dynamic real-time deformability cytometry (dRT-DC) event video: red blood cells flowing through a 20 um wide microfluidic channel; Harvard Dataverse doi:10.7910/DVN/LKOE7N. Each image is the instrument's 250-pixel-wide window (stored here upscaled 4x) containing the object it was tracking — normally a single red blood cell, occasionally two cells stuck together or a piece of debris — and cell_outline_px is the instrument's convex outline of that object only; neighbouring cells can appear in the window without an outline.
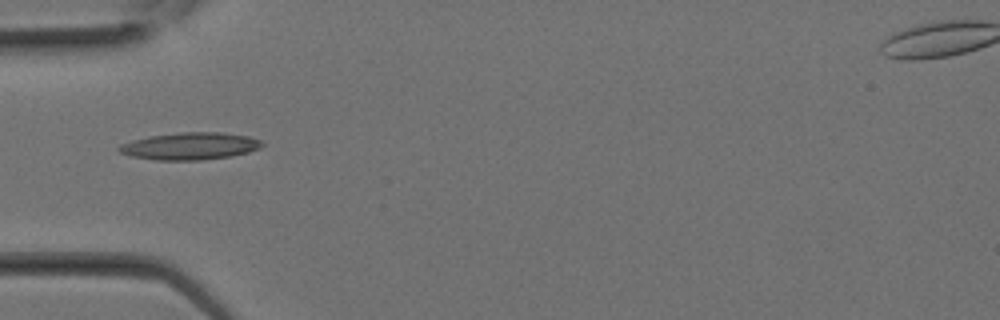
{"species": "Egyptian fruit bat (a non-hibernating species)", "species_latin": "Rousettus aegyptiacus", "temperature_condition": "room temperature", "stored_images_in_passage": 17, "camera_frame_rate_fps": 3000, "um_per_image_px": 0.085, "animal": {"sex": "female"}, "frame": {"image": 1, "passage_image": 9, "time_ms": 2.667, "image_size_px": [1000, 320], "cell_outline_px": [[264, 144], [260, 148], [248, 152], [232, 156], [200, 160], [156, 160], [132, 156], [120, 152], [116, 148], [120, 144], [132, 140], [148, 136], [180, 132], [220, 132], [248, 136], [260, 140]], "centroid_in_image_um": [16.14, 12.41], "position_along_channel_um": 68.9, "area_um2": 22.72}}
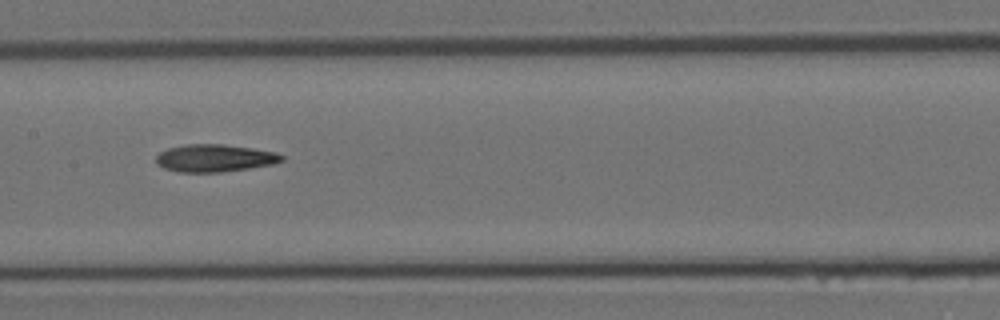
{"frame": {"image": 2, "passage_image": 14, "time_ms": 4.333, "image_size_px": [1000, 320], "cell_outline_px": [[284, 160], [276, 164], [220, 172], [176, 172], [164, 168], [156, 164], [156, 156], [160, 152], [168, 148], [184, 144], [220, 144], [252, 148], [276, 152], [284, 156]], "centroid_in_image_um": [18.24, 13.44], "position_along_channel_um": 189.2, "area_um2": 20.23}}
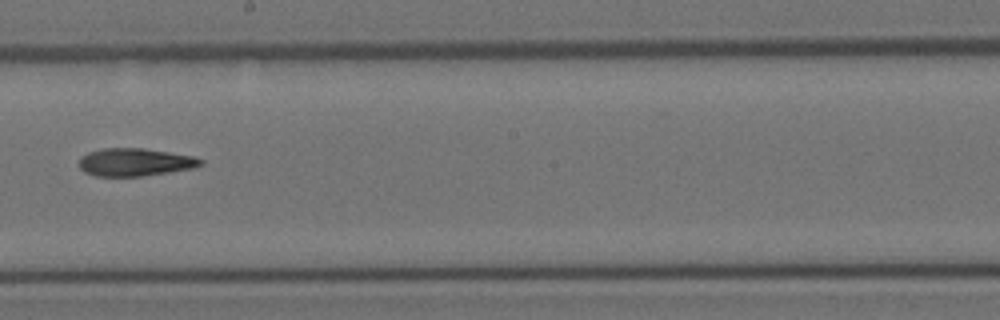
{"frame": {"image": 3, "passage_image": 16, "time_ms": 5.0, "image_size_px": [1000, 320], "cell_outline_px": [[204, 164], [192, 168], [168, 172], [140, 176], [96, 176], [84, 172], [80, 168], [80, 156], [88, 152], [104, 148], [140, 148], [168, 152], [192, 156], [204, 160]], "centroid_in_image_um": [11.45, 13.78], "position_along_channel_um": 236.7, "area_um2": 19.54}}